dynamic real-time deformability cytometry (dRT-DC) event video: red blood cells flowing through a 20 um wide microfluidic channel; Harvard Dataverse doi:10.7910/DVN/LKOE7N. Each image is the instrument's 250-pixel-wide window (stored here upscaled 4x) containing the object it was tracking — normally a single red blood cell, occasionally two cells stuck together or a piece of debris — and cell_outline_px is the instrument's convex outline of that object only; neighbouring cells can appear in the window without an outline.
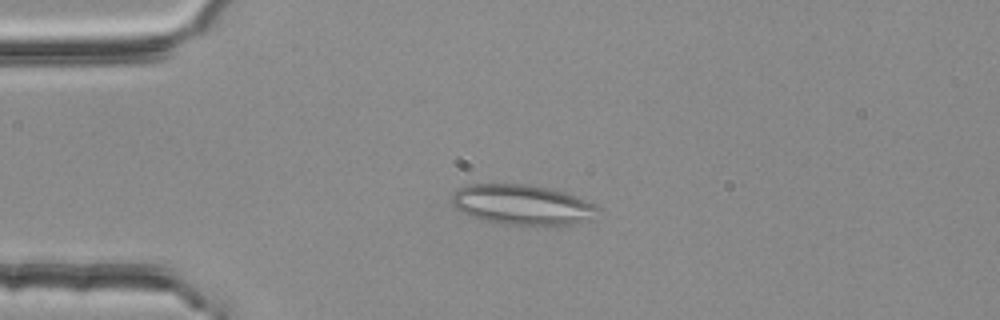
{"species": "common noctule bat (a hibernating species)", "species_latin": "Nyctalus noctula", "temperature_condition": "room temperature", "stored_images_in_passage": 43, "segment_of_instrument_passage": [1, 2], "camera_frame_rate_fps": 3000, "um_per_image_px": 0.085, "animal": {"sex": "female", "body_mass_g": 25.1}, "frame": {"image": 1, "passage_image": 3, "time_ms": 0.667, "image_size_px": [1000, 320], "cell_outline_px": [[600, 208], [588, 220], [576, 224], [556, 228], [528, 228], [484, 220], [472, 216], [456, 208], [452, 204], [452, 196], [460, 188], [468, 184], [524, 184], [552, 188], [576, 196]], "centroid_in_image_um": [44.45, 17.46], "position_along_channel_um": 40.6, "area_um2": 34.91}}